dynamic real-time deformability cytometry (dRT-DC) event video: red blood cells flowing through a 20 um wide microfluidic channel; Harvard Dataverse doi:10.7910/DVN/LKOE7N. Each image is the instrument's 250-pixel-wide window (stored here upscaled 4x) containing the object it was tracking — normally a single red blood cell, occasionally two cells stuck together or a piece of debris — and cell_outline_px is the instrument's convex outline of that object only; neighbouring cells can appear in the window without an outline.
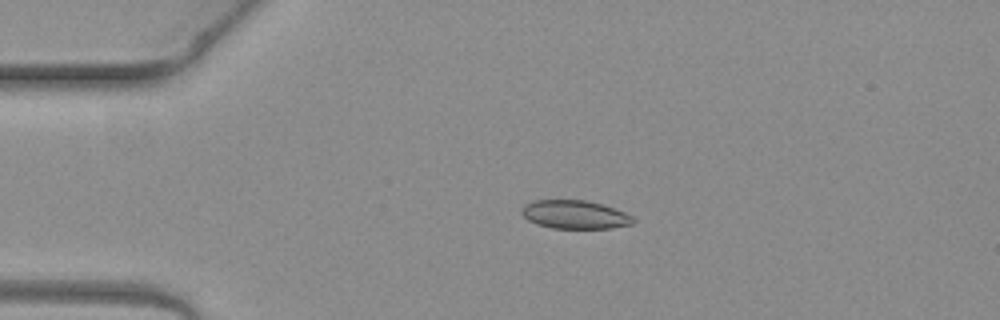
{"species": "common noctule bat (a hibernating species)", "species_latin": "Nyctalus noctula", "temperature_condition": "warm", "stored_images_in_passage": 5, "camera_frame_rate_fps": 3000, "um_per_image_px": 0.085, "animal": {"sex": "female", "body_mass_g": 19.3, "forearm_length_mm": 54.1}, "frame": {"image": 1, "passage_image": 3, "time_ms": 0.667, "image_size_px": [1000, 320], "cell_outline_px": [[636, 220], [632, 224], [612, 228], [552, 228], [536, 224], [528, 220], [520, 212], [520, 208], [524, 204], [532, 200], [584, 200], [600, 204], [624, 212], [632, 216]], "centroid_in_image_um": [48.81, 18.24], "position_along_channel_um": 36.2, "area_um2": 18.5}}